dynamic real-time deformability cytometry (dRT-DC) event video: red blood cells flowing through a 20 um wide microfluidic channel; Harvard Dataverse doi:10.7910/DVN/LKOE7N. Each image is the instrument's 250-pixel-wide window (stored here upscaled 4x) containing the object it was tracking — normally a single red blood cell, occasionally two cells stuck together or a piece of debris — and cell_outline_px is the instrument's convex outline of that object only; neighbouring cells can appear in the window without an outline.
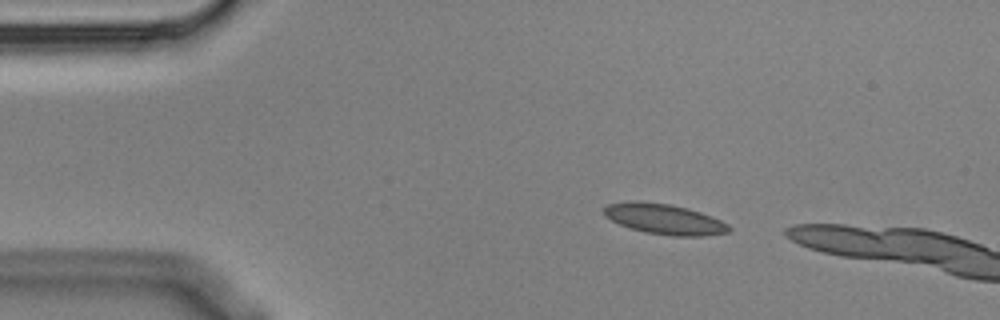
{"species": "Egyptian fruit bat (a non-hibernating species)", "species_latin": "Rousettus aegyptiacus", "temperature_condition": "cold", "stored_images_in_passage": 2, "camera_frame_rate_fps": 3000, "um_per_image_px": 0.085, "animal": {"sex": "male"}, "frame": {"image": 1, "passage_image": 1, "time_ms": 0.0, "image_size_px": [1000, 320], "cell_outline_px": [[732, 228], [728, 232], [704, 236], [672, 236], [644, 232], [620, 224], [604, 216], [604, 208], [608, 204], [632, 200], [640, 200], [672, 204], [688, 208], [700, 212], [720, 220], [728, 224]], "centroid_in_image_um": [56.47, 18.61], "position_along_channel_um": 28.5, "area_um2": 22.25}}